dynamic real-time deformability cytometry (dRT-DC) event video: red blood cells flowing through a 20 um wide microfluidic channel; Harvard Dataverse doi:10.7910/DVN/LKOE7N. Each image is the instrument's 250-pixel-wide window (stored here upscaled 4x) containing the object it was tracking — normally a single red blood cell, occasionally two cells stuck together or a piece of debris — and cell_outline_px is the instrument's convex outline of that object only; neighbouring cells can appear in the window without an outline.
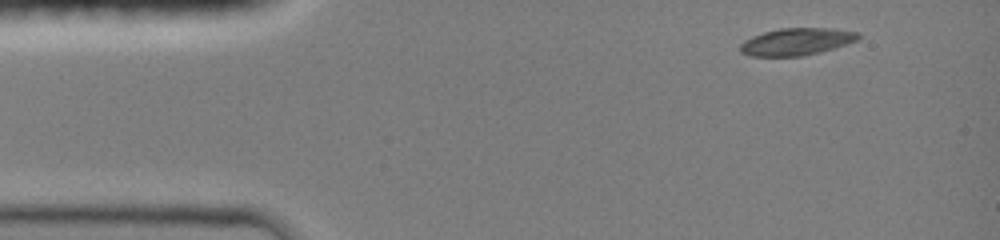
{"species": "common noctule bat (a hibernating species)", "species_latin": "Nyctalus noctula", "temperature_condition": "room temperature", "stored_images_in_passage": 9, "camera_frame_rate_fps": 3000, "um_per_image_px": 0.085, "animal": {"sex": "female", "body_mass_g": 19.0, "forearm_length_mm": 51.5}, "frame": {"image": 1, "passage_image": 1, "time_ms": 0.0, "image_size_px": [1000, 240], "cell_outline_px": [[860, 36], [856, 40], [820, 52], [800, 56], [752, 56], [740, 52], [740, 44], [744, 40], [752, 36], [764, 32], [780, 28], [832, 28], [860, 32]], "centroid_in_image_um": [67.68, 3.53], "position_along_channel_um": 17.3, "area_um2": 18.55}}
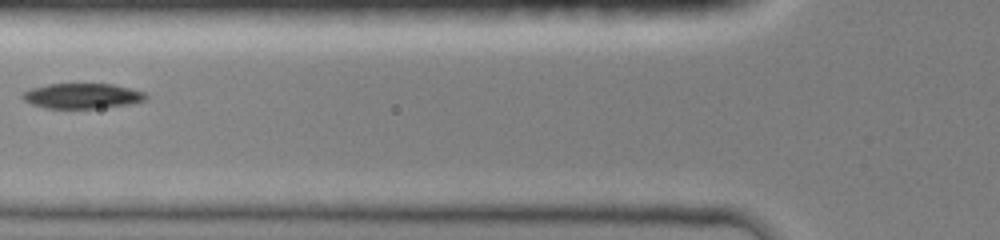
{"frame": {"image": 2, "passage_image": 6, "time_ms": 4.333, "image_size_px": [1000, 240], "cell_outline_px": [[148, 100], [128, 104], [96, 108], [48, 108], [32, 104], [24, 100], [20, 96], [24, 92], [32, 88], [48, 84], [112, 84], [144, 92], [148, 96]], "centroid_in_image_um": [7.0, 8.15], "position_along_channel_um": 118.8, "area_um2": 17.92}}
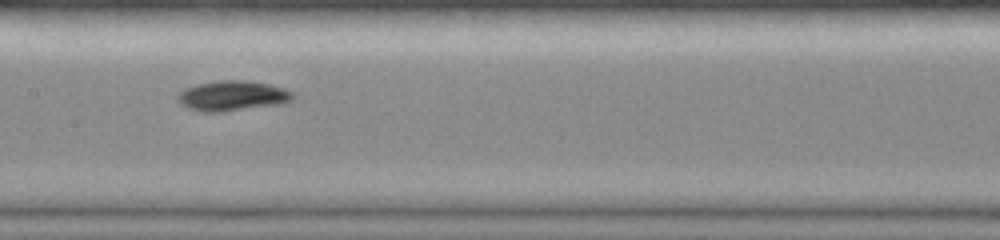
{"frame": {"image": 3, "passage_image": 8, "time_ms": 6.0, "image_size_px": [1000, 240], "cell_outline_px": [[296, 96], [292, 100], [276, 104], [224, 112], [204, 112], [188, 108], [176, 96], [184, 88], [196, 84], [216, 80], [244, 80], [268, 84], [284, 88], [292, 92]], "centroid_in_image_um": [19.75, 8.13], "position_along_channel_um": 187.7, "area_um2": 20.06}}